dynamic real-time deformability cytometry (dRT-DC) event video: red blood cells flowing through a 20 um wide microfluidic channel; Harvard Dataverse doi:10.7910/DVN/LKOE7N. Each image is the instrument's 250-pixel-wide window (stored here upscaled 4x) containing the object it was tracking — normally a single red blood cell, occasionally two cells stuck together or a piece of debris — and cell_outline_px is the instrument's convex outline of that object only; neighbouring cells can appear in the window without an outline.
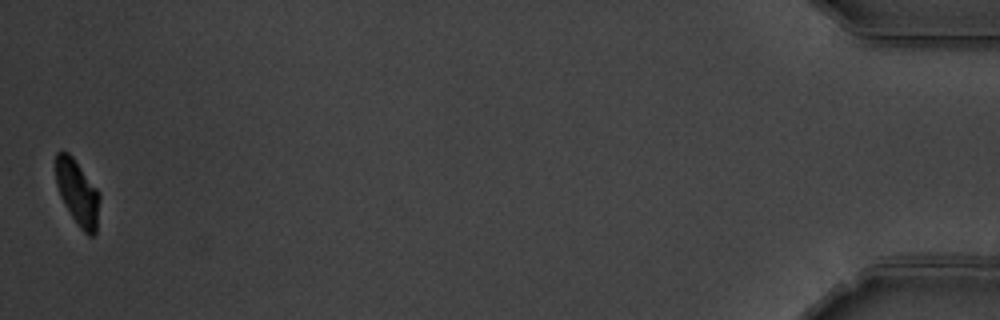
{"species": "common noctule bat (a hibernating species)", "species_latin": "Nyctalus noctula", "temperature_condition": "warm", "stored_images_in_passage": 41, "camera_frame_rate_fps": 3000, "um_per_image_px": 0.085, "animal": {"sex": "male", "body_mass_g": 19.5, "forearm_length_mm": 54.6}, "frame": {"image": 1, "passage_image": 41, "time_ms": 13.333, "image_size_px": [1000, 320], "cell_outline_px": [[100, 200], [96, 232], [92, 236], [88, 236], [80, 228], [64, 204], [60, 196], [56, 184], [56, 152], [68, 152], [72, 156], [100, 192]], "centroid_in_image_um": [6.6, 16.39], "position_along_channel_um": 428.6, "area_um2": 16.65}, "authors_computed_cell_mechanics": {"area_um2": 18.6694, "velocity_mm_per_s": 3.6292, "shape_relaxation_time_tau1_ms": 2.662, "shape_relaxation_time_tau2_ms": 6.3987, "deformation_change_tau1": 0.1363, "deformation_change_tau2": 0.0655}}